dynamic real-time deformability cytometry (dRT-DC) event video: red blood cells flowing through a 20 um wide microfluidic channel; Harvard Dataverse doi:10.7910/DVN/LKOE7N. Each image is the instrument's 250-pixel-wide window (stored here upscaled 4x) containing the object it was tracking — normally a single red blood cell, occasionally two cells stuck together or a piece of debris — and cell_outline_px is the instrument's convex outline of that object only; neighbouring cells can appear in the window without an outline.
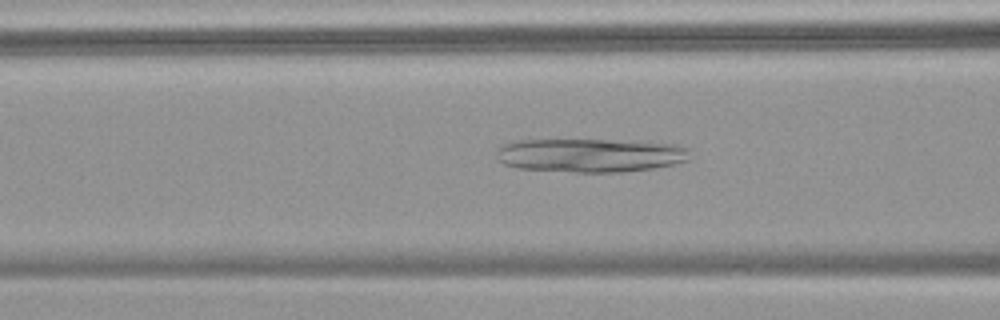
{"species": "common noctule bat (a hibernating species)", "species_latin": "Nyctalus noctula", "temperature_condition": "warm", "stored_images_in_passage": 40, "camera_frame_rate_fps": 3000, "um_per_image_px": 0.085, "animal": {"sex": "female", "body_mass_g": 18.4}, "frame": {"image": 1, "passage_image": 12, "time_ms": 3.667, "image_size_px": [1000, 320], "cell_outline_px": [[688, 160], [672, 164], [652, 168], [620, 172], [576, 172], [520, 168], [504, 164], [496, 156], [496, 152], [500, 144], [516, 140], [608, 140], [676, 144], [688, 148]], "centroid_in_image_um": [50.12, 13.19], "position_along_channel_um": 116.5, "area_um2": 37.74}}
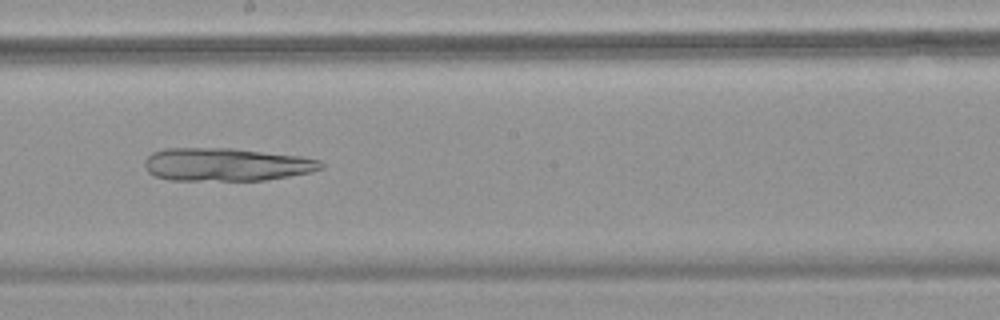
{"frame": {"image": 2, "passage_image": 20, "time_ms": 6.333, "image_size_px": [1000, 320], "cell_outline_px": [[324, 168], [312, 172], [264, 180], [172, 180], [156, 176], [148, 172], [144, 164], [144, 160], [152, 152], [164, 148], [232, 148], [300, 156], [320, 160], [324, 164]], "centroid_in_image_um": [19.24, 13.98], "position_along_channel_um": 229.0, "area_um2": 33.99}}
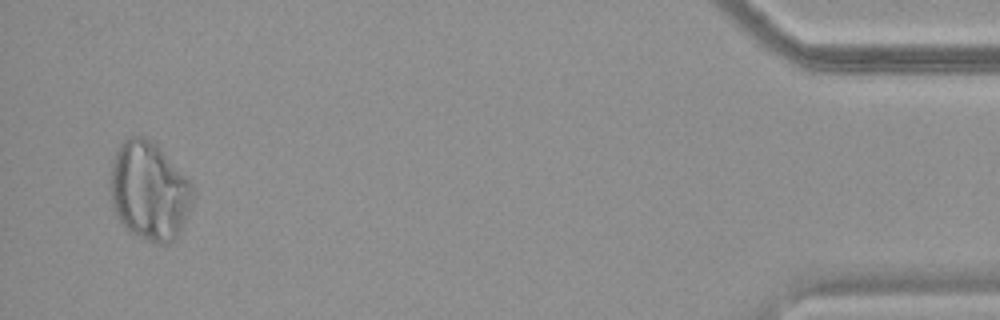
{"frame": {"image": 3, "passage_image": 39, "time_ms": 12.667, "image_size_px": [1000, 320], "cell_outline_px": [[196, 188], [192, 200], [180, 232], [176, 240], [168, 244], [160, 244], [148, 240], [128, 232], [120, 224], [116, 216], [112, 204], [112, 160], [116, 148], [128, 136], [144, 136], [152, 140], [160, 148]], "centroid_in_image_um": [12.69, 16.24], "position_along_channel_um": 422.5, "area_um2": 47.45}}